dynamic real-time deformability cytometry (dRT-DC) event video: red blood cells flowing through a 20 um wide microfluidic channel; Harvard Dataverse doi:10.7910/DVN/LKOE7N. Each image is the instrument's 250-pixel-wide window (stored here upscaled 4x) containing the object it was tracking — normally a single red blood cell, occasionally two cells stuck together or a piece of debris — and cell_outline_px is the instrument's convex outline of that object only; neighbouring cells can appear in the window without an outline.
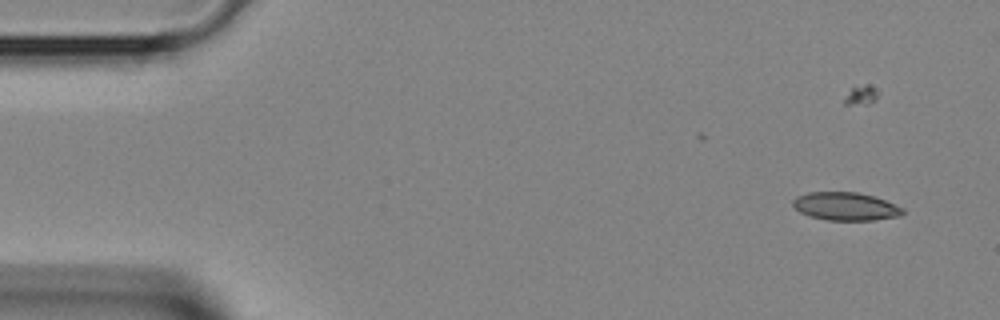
{"species": "Egyptian fruit bat (a non-hibernating species)", "species_latin": "Rousettus aegyptiacus", "temperature_condition": "room temperature", "stored_images_in_passage": 5, "camera_frame_rate_fps": 3000, "um_per_image_px": 0.085, "animal": {"sex": "female"}, "frame": {"image": 1, "passage_image": 2, "time_ms": 0.333, "image_size_px": [1000, 320], "cell_outline_px": [[904, 212], [900, 216], [872, 220], [828, 220], [808, 216], [800, 212], [792, 204], [792, 200], [796, 196], [808, 192], [856, 192], [872, 196], [884, 200], [904, 208]], "centroid_in_image_um": [71.85, 17.54], "position_along_channel_um": 13.2, "area_um2": 17.92}}